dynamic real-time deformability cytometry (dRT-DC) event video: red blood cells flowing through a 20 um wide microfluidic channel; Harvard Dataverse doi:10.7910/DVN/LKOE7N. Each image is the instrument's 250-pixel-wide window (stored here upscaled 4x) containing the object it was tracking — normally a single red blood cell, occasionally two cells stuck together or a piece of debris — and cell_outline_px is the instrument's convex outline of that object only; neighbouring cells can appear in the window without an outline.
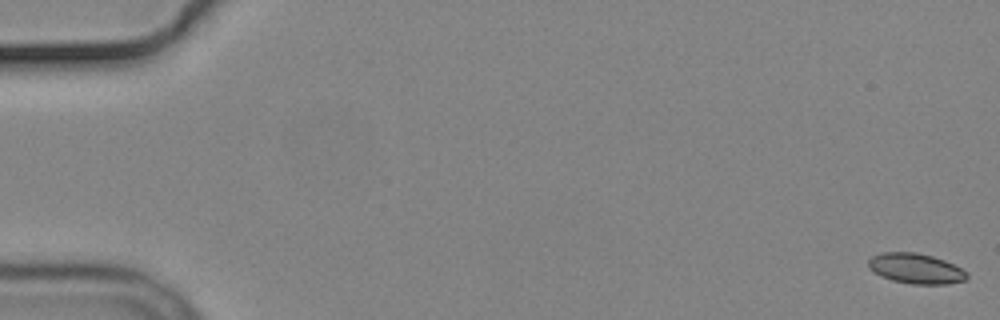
{"species": "common noctule bat (a hibernating species)", "species_latin": "Nyctalus noctula", "temperature_condition": "cold", "stored_images_in_passage": 6, "camera_frame_rate_fps": 3000, "um_per_image_px": 0.085, "animal": {"sex": "male", "body_mass_g": 19.2, "forearm_length_mm": 51.8}, "frame": {"image": 1, "passage_image": 1, "time_ms": 0.0, "image_size_px": [1000, 320], "cell_outline_px": [[968, 276], [964, 280], [948, 284], [912, 284], [892, 280], [880, 276], [868, 268], [868, 260], [872, 256], [880, 252], [916, 252], [932, 256], [944, 260], [968, 272]], "centroid_in_image_um": [77.81, 22.82], "position_along_channel_um": 7.2, "area_um2": 17.4}}
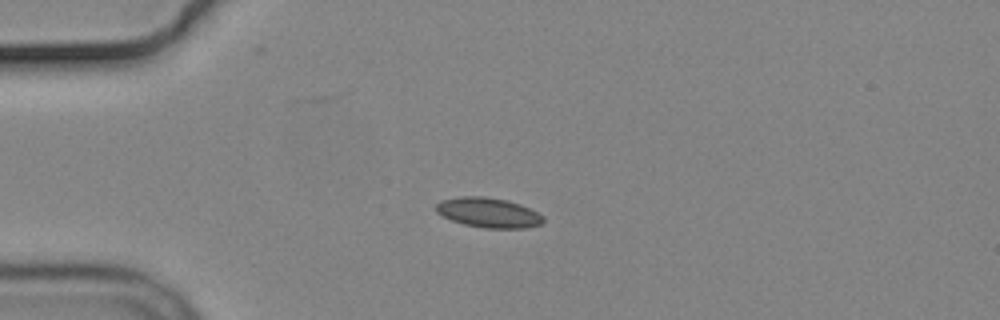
{"frame": {"image": 2, "passage_image": 5, "time_ms": 4.667, "image_size_px": [1000, 320], "cell_outline_px": [[544, 220], [540, 224], [524, 228], [484, 228], [464, 224], [452, 220], [436, 212], [436, 204], [440, 200], [460, 196], [484, 196], [508, 200], [520, 204], [544, 216]], "centroid_in_image_um": [41.5, 18.06], "position_along_channel_um": 43.5, "area_um2": 18.61}}